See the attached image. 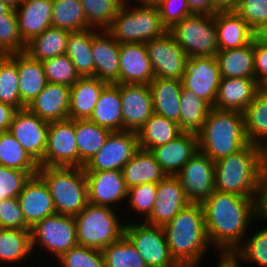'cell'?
<instances>
[{
    "label": "cell",
    "instance_id": "64",
    "mask_svg": "<svg viewBox=\"0 0 267 267\" xmlns=\"http://www.w3.org/2000/svg\"><path fill=\"white\" fill-rule=\"evenodd\" d=\"M264 165L265 170L267 171V146L264 148Z\"/></svg>",
    "mask_w": 267,
    "mask_h": 267
},
{
    "label": "cell",
    "instance_id": "31",
    "mask_svg": "<svg viewBox=\"0 0 267 267\" xmlns=\"http://www.w3.org/2000/svg\"><path fill=\"white\" fill-rule=\"evenodd\" d=\"M19 73V94L22 104L28 106L43 90L47 80L42 62L31 58L25 52L16 53Z\"/></svg>",
    "mask_w": 267,
    "mask_h": 267
},
{
    "label": "cell",
    "instance_id": "6",
    "mask_svg": "<svg viewBox=\"0 0 267 267\" xmlns=\"http://www.w3.org/2000/svg\"><path fill=\"white\" fill-rule=\"evenodd\" d=\"M132 10L122 4L106 31L119 43H146L162 37L168 30L162 25L156 5L147 0ZM128 7V8H127Z\"/></svg>",
    "mask_w": 267,
    "mask_h": 267
},
{
    "label": "cell",
    "instance_id": "1",
    "mask_svg": "<svg viewBox=\"0 0 267 267\" xmlns=\"http://www.w3.org/2000/svg\"><path fill=\"white\" fill-rule=\"evenodd\" d=\"M201 204L211 247L233 253L243 244L246 230L255 219L253 198L214 191Z\"/></svg>",
    "mask_w": 267,
    "mask_h": 267
},
{
    "label": "cell",
    "instance_id": "49",
    "mask_svg": "<svg viewBox=\"0 0 267 267\" xmlns=\"http://www.w3.org/2000/svg\"><path fill=\"white\" fill-rule=\"evenodd\" d=\"M58 260L62 267H106L101 250L80 245L70 248Z\"/></svg>",
    "mask_w": 267,
    "mask_h": 267
},
{
    "label": "cell",
    "instance_id": "44",
    "mask_svg": "<svg viewBox=\"0 0 267 267\" xmlns=\"http://www.w3.org/2000/svg\"><path fill=\"white\" fill-rule=\"evenodd\" d=\"M106 267H147L133 243L124 235L102 250Z\"/></svg>",
    "mask_w": 267,
    "mask_h": 267
},
{
    "label": "cell",
    "instance_id": "46",
    "mask_svg": "<svg viewBox=\"0 0 267 267\" xmlns=\"http://www.w3.org/2000/svg\"><path fill=\"white\" fill-rule=\"evenodd\" d=\"M26 43L19 32L15 10L0 15V55L24 52Z\"/></svg>",
    "mask_w": 267,
    "mask_h": 267
},
{
    "label": "cell",
    "instance_id": "63",
    "mask_svg": "<svg viewBox=\"0 0 267 267\" xmlns=\"http://www.w3.org/2000/svg\"><path fill=\"white\" fill-rule=\"evenodd\" d=\"M11 10L6 4L0 0V15L8 13Z\"/></svg>",
    "mask_w": 267,
    "mask_h": 267
},
{
    "label": "cell",
    "instance_id": "59",
    "mask_svg": "<svg viewBox=\"0 0 267 267\" xmlns=\"http://www.w3.org/2000/svg\"><path fill=\"white\" fill-rule=\"evenodd\" d=\"M220 262L217 267H241L238 264V257L234 253H221L220 252Z\"/></svg>",
    "mask_w": 267,
    "mask_h": 267
},
{
    "label": "cell",
    "instance_id": "2",
    "mask_svg": "<svg viewBox=\"0 0 267 267\" xmlns=\"http://www.w3.org/2000/svg\"><path fill=\"white\" fill-rule=\"evenodd\" d=\"M169 252L180 267H198L210 242L201 203H189L166 224Z\"/></svg>",
    "mask_w": 267,
    "mask_h": 267
},
{
    "label": "cell",
    "instance_id": "5",
    "mask_svg": "<svg viewBox=\"0 0 267 267\" xmlns=\"http://www.w3.org/2000/svg\"><path fill=\"white\" fill-rule=\"evenodd\" d=\"M37 174L49 188L56 213L77 215L88 204L84 167H42Z\"/></svg>",
    "mask_w": 267,
    "mask_h": 267
},
{
    "label": "cell",
    "instance_id": "40",
    "mask_svg": "<svg viewBox=\"0 0 267 267\" xmlns=\"http://www.w3.org/2000/svg\"><path fill=\"white\" fill-rule=\"evenodd\" d=\"M32 251L31 229L0 228L1 262L18 263Z\"/></svg>",
    "mask_w": 267,
    "mask_h": 267
},
{
    "label": "cell",
    "instance_id": "23",
    "mask_svg": "<svg viewBox=\"0 0 267 267\" xmlns=\"http://www.w3.org/2000/svg\"><path fill=\"white\" fill-rule=\"evenodd\" d=\"M94 30L92 42L94 77L108 84H119L120 44L106 30H102L103 32L100 30L99 33Z\"/></svg>",
    "mask_w": 267,
    "mask_h": 267
},
{
    "label": "cell",
    "instance_id": "3",
    "mask_svg": "<svg viewBox=\"0 0 267 267\" xmlns=\"http://www.w3.org/2000/svg\"><path fill=\"white\" fill-rule=\"evenodd\" d=\"M264 169V148L249 143L215 162V191L254 198L256 184Z\"/></svg>",
    "mask_w": 267,
    "mask_h": 267
},
{
    "label": "cell",
    "instance_id": "8",
    "mask_svg": "<svg viewBox=\"0 0 267 267\" xmlns=\"http://www.w3.org/2000/svg\"><path fill=\"white\" fill-rule=\"evenodd\" d=\"M168 32L189 58L216 56L219 51L214 14L193 13Z\"/></svg>",
    "mask_w": 267,
    "mask_h": 267
},
{
    "label": "cell",
    "instance_id": "11",
    "mask_svg": "<svg viewBox=\"0 0 267 267\" xmlns=\"http://www.w3.org/2000/svg\"><path fill=\"white\" fill-rule=\"evenodd\" d=\"M42 167H78V148L75 139V120L49 122L47 145Z\"/></svg>",
    "mask_w": 267,
    "mask_h": 267
},
{
    "label": "cell",
    "instance_id": "50",
    "mask_svg": "<svg viewBox=\"0 0 267 267\" xmlns=\"http://www.w3.org/2000/svg\"><path fill=\"white\" fill-rule=\"evenodd\" d=\"M38 171H22L0 165V201L18 198L26 182Z\"/></svg>",
    "mask_w": 267,
    "mask_h": 267
},
{
    "label": "cell",
    "instance_id": "21",
    "mask_svg": "<svg viewBox=\"0 0 267 267\" xmlns=\"http://www.w3.org/2000/svg\"><path fill=\"white\" fill-rule=\"evenodd\" d=\"M119 83L146 84L155 78L145 43L120 44Z\"/></svg>",
    "mask_w": 267,
    "mask_h": 267
},
{
    "label": "cell",
    "instance_id": "20",
    "mask_svg": "<svg viewBox=\"0 0 267 267\" xmlns=\"http://www.w3.org/2000/svg\"><path fill=\"white\" fill-rule=\"evenodd\" d=\"M18 202L30 227L56 213L49 188L38 174L26 182L18 195Z\"/></svg>",
    "mask_w": 267,
    "mask_h": 267
},
{
    "label": "cell",
    "instance_id": "35",
    "mask_svg": "<svg viewBox=\"0 0 267 267\" xmlns=\"http://www.w3.org/2000/svg\"><path fill=\"white\" fill-rule=\"evenodd\" d=\"M112 131L86 120H75V139L78 148V167H84L104 145Z\"/></svg>",
    "mask_w": 267,
    "mask_h": 267
},
{
    "label": "cell",
    "instance_id": "14",
    "mask_svg": "<svg viewBox=\"0 0 267 267\" xmlns=\"http://www.w3.org/2000/svg\"><path fill=\"white\" fill-rule=\"evenodd\" d=\"M219 64L215 56L192 57L181 78L182 87L214 106L220 85Z\"/></svg>",
    "mask_w": 267,
    "mask_h": 267
},
{
    "label": "cell",
    "instance_id": "26",
    "mask_svg": "<svg viewBox=\"0 0 267 267\" xmlns=\"http://www.w3.org/2000/svg\"><path fill=\"white\" fill-rule=\"evenodd\" d=\"M70 87L47 82L43 90L26 108L48 122L68 118Z\"/></svg>",
    "mask_w": 267,
    "mask_h": 267
},
{
    "label": "cell",
    "instance_id": "60",
    "mask_svg": "<svg viewBox=\"0 0 267 267\" xmlns=\"http://www.w3.org/2000/svg\"><path fill=\"white\" fill-rule=\"evenodd\" d=\"M212 5L218 11L234 10L238 0H211Z\"/></svg>",
    "mask_w": 267,
    "mask_h": 267
},
{
    "label": "cell",
    "instance_id": "39",
    "mask_svg": "<svg viewBox=\"0 0 267 267\" xmlns=\"http://www.w3.org/2000/svg\"><path fill=\"white\" fill-rule=\"evenodd\" d=\"M179 127L182 132L198 134L211 106L190 90L181 89Z\"/></svg>",
    "mask_w": 267,
    "mask_h": 267
},
{
    "label": "cell",
    "instance_id": "42",
    "mask_svg": "<svg viewBox=\"0 0 267 267\" xmlns=\"http://www.w3.org/2000/svg\"><path fill=\"white\" fill-rule=\"evenodd\" d=\"M52 27L71 32L90 28L80 0H52Z\"/></svg>",
    "mask_w": 267,
    "mask_h": 267
},
{
    "label": "cell",
    "instance_id": "27",
    "mask_svg": "<svg viewBox=\"0 0 267 267\" xmlns=\"http://www.w3.org/2000/svg\"><path fill=\"white\" fill-rule=\"evenodd\" d=\"M52 0H23L15 10L19 32L27 43L52 26Z\"/></svg>",
    "mask_w": 267,
    "mask_h": 267
},
{
    "label": "cell",
    "instance_id": "38",
    "mask_svg": "<svg viewBox=\"0 0 267 267\" xmlns=\"http://www.w3.org/2000/svg\"><path fill=\"white\" fill-rule=\"evenodd\" d=\"M93 28L70 32L66 55L75 65L80 77H94V59L92 57Z\"/></svg>",
    "mask_w": 267,
    "mask_h": 267
},
{
    "label": "cell",
    "instance_id": "57",
    "mask_svg": "<svg viewBox=\"0 0 267 267\" xmlns=\"http://www.w3.org/2000/svg\"><path fill=\"white\" fill-rule=\"evenodd\" d=\"M16 111L17 109L12 105L0 102V132L9 131Z\"/></svg>",
    "mask_w": 267,
    "mask_h": 267
},
{
    "label": "cell",
    "instance_id": "18",
    "mask_svg": "<svg viewBox=\"0 0 267 267\" xmlns=\"http://www.w3.org/2000/svg\"><path fill=\"white\" fill-rule=\"evenodd\" d=\"M189 203L179 178L166 175L157 183L156 200L150 215L144 222L152 226L164 227Z\"/></svg>",
    "mask_w": 267,
    "mask_h": 267
},
{
    "label": "cell",
    "instance_id": "34",
    "mask_svg": "<svg viewBox=\"0 0 267 267\" xmlns=\"http://www.w3.org/2000/svg\"><path fill=\"white\" fill-rule=\"evenodd\" d=\"M70 32L66 29L48 27L26 43L24 52L40 62L65 54Z\"/></svg>",
    "mask_w": 267,
    "mask_h": 267
},
{
    "label": "cell",
    "instance_id": "32",
    "mask_svg": "<svg viewBox=\"0 0 267 267\" xmlns=\"http://www.w3.org/2000/svg\"><path fill=\"white\" fill-rule=\"evenodd\" d=\"M88 120L111 131H123L119 84H107L102 89Z\"/></svg>",
    "mask_w": 267,
    "mask_h": 267
},
{
    "label": "cell",
    "instance_id": "24",
    "mask_svg": "<svg viewBox=\"0 0 267 267\" xmlns=\"http://www.w3.org/2000/svg\"><path fill=\"white\" fill-rule=\"evenodd\" d=\"M214 18L219 51L244 47L257 36L234 10L216 11Z\"/></svg>",
    "mask_w": 267,
    "mask_h": 267
},
{
    "label": "cell",
    "instance_id": "17",
    "mask_svg": "<svg viewBox=\"0 0 267 267\" xmlns=\"http://www.w3.org/2000/svg\"><path fill=\"white\" fill-rule=\"evenodd\" d=\"M123 131L138 132L154 114L150 86L119 83Z\"/></svg>",
    "mask_w": 267,
    "mask_h": 267
},
{
    "label": "cell",
    "instance_id": "56",
    "mask_svg": "<svg viewBox=\"0 0 267 267\" xmlns=\"http://www.w3.org/2000/svg\"><path fill=\"white\" fill-rule=\"evenodd\" d=\"M255 218H263L267 221V171L264 169L256 184L253 198Z\"/></svg>",
    "mask_w": 267,
    "mask_h": 267
},
{
    "label": "cell",
    "instance_id": "13",
    "mask_svg": "<svg viewBox=\"0 0 267 267\" xmlns=\"http://www.w3.org/2000/svg\"><path fill=\"white\" fill-rule=\"evenodd\" d=\"M145 46L156 78L181 80L189 57L168 31Z\"/></svg>",
    "mask_w": 267,
    "mask_h": 267
},
{
    "label": "cell",
    "instance_id": "43",
    "mask_svg": "<svg viewBox=\"0 0 267 267\" xmlns=\"http://www.w3.org/2000/svg\"><path fill=\"white\" fill-rule=\"evenodd\" d=\"M0 102L12 105L17 110L26 108L19 94L16 53L0 55Z\"/></svg>",
    "mask_w": 267,
    "mask_h": 267
},
{
    "label": "cell",
    "instance_id": "10",
    "mask_svg": "<svg viewBox=\"0 0 267 267\" xmlns=\"http://www.w3.org/2000/svg\"><path fill=\"white\" fill-rule=\"evenodd\" d=\"M32 248L39 243L59 258L78 245L74 216L55 213L31 227ZM38 242V243H37Z\"/></svg>",
    "mask_w": 267,
    "mask_h": 267
},
{
    "label": "cell",
    "instance_id": "37",
    "mask_svg": "<svg viewBox=\"0 0 267 267\" xmlns=\"http://www.w3.org/2000/svg\"><path fill=\"white\" fill-rule=\"evenodd\" d=\"M249 143L267 146V88H262L243 112Z\"/></svg>",
    "mask_w": 267,
    "mask_h": 267
},
{
    "label": "cell",
    "instance_id": "30",
    "mask_svg": "<svg viewBox=\"0 0 267 267\" xmlns=\"http://www.w3.org/2000/svg\"><path fill=\"white\" fill-rule=\"evenodd\" d=\"M126 187L158 183L166 174L150 150L139 148L122 169Z\"/></svg>",
    "mask_w": 267,
    "mask_h": 267
},
{
    "label": "cell",
    "instance_id": "22",
    "mask_svg": "<svg viewBox=\"0 0 267 267\" xmlns=\"http://www.w3.org/2000/svg\"><path fill=\"white\" fill-rule=\"evenodd\" d=\"M198 151V135L187 132H182L170 142L151 150L163 172L171 176H177Z\"/></svg>",
    "mask_w": 267,
    "mask_h": 267
},
{
    "label": "cell",
    "instance_id": "9",
    "mask_svg": "<svg viewBox=\"0 0 267 267\" xmlns=\"http://www.w3.org/2000/svg\"><path fill=\"white\" fill-rule=\"evenodd\" d=\"M125 236L136 247L147 267H180L169 252L163 227L128 222Z\"/></svg>",
    "mask_w": 267,
    "mask_h": 267
},
{
    "label": "cell",
    "instance_id": "12",
    "mask_svg": "<svg viewBox=\"0 0 267 267\" xmlns=\"http://www.w3.org/2000/svg\"><path fill=\"white\" fill-rule=\"evenodd\" d=\"M138 149L137 132L112 131L100 150L84 165V170H122Z\"/></svg>",
    "mask_w": 267,
    "mask_h": 267
},
{
    "label": "cell",
    "instance_id": "15",
    "mask_svg": "<svg viewBox=\"0 0 267 267\" xmlns=\"http://www.w3.org/2000/svg\"><path fill=\"white\" fill-rule=\"evenodd\" d=\"M215 162L198 151L177 175L190 203H202L215 191Z\"/></svg>",
    "mask_w": 267,
    "mask_h": 267
},
{
    "label": "cell",
    "instance_id": "45",
    "mask_svg": "<svg viewBox=\"0 0 267 267\" xmlns=\"http://www.w3.org/2000/svg\"><path fill=\"white\" fill-rule=\"evenodd\" d=\"M87 19L93 29L106 30L112 23L122 3L119 0H80Z\"/></svg>",
    "mask_w": 267,
    "mask_h": 267
},
{
    "label": "cell",
    "instance_id": "28",
    "mask_svg": "<svg viewBox=\"0 0 267 267\" xmlns=\"http://www.w3.org/2000/svg\"><path fill=\"white\" fill-rule=\"evenodd\" d=\"M108 83L93 76L80 77L70 87L68 118L86 120L91 116L102 89Z\"/></svg>",
    "mask_w": 267,
    "mask_h": 267
},
{
    "label": "cell",
    "instance_id": "4",
    "mask_svg": "<svg viewBox=\"0 0 267 267\" xmlns=\"http://www.w3.org/2000/svg\"><path fill=\"white\" fill-rule=\"evenodd\" d=\"M198 135L199 151L214 162L234 154L249 141L245 133L244 114L211 107Z\"/></svg>",
    "mask_w": 267,
    "mask_h": 267
},
{
    "label": "cell",
    "instance_id": "33",
    "mask_svg": "<svg viewBox=\"0 0 267 267\" xmlns=\"http://www.w3.org/2000/svg\"><path fill=\"white\" fill-rule=\"evenodd\" d=\"M221 78L255 79L253 41L241 48L218 51Z\"/></svg>",
    "mask_w": 267,
    "mask_h": 267
},
{
    "label": "cell",
    "instance_id": "61",
    "mask_svg": "<svg viewBox=\"0 0 267 267\" xmlns=\"http://www.w3.org/2000/svg\"><path fill=\"white\" fill-rule=\"evenodd\" d=\"M9 8L16 10L23 0H1Z\"/></svg>",
    "mask_w": 267,
    "mask_h": 267
},
{
    "label": "cell",
    "instance_id": "51",
    "mask_svg": "<svg viewBox=\"0 0 267 267\" xmlns=\"http://www.w3.org/2000/svg\"><path fill=\"white\" fill-rule=\"evenodd\" d=\"M234 11L256 33L267 24V0H238Z\"/></svg>",
    "mask_w": 267,
    "mask_h": 267
},
{
    "label": "cell",
    "instance_id": "53",
    "mask_svg": "<svg viewBox=\"0 0 267 267\" xmlns=\"http://www.w3.org/2000/svg\"><path fill=\"white\" fill-rule=\"evenodd\" d=\"M157 8L162 25L167 30L171 29L186 16L193 14L187 4V0H164L157 5Z\"/></svg>",
    "mask_w": 267,
    "mask_h": 267
},
{
    "label": "cell",
    "instance_id": "55",
    "mask_svg": "<svg viewBox=\"0 0 267 267\" xmlns=\"http://www.w3.org/2000/svg\"><path fill=\"white\" fill-rule=\"evenodd\" d=\"M255 80L267 88V42L257 36L253 40Z\"/></svg>",
    "mask_w": 267,
    "mask_h": 267
},
{
    "label": "cell",
    "instance_id": "66",
    "mask_svg": "<svg viewBox=\"0 0 267 267\" xmlns=\"http://www.w3.org/2000/svg\"><path fill=\"white\" fill-rule=\"evenodd\" d=\"M122 4H128L129 0H119ZM141 2L145 1V0H140Z\"/></svg>",
    "mask_w": 267,
    "mask_h": 267
},
{
    "label": "cell",
    "instance_id": "58",
    "mask_svg": "<svg viewBox=\"0 0 267 267\" xmlns=\"http://www.w3.org/2000/svg\"><path fill=\"white\" fill-rule=\"evenodd\" d=\"M187 4L193 13L214 14L218 11L211 0H187Z\"/></svg>",
    "mask_w": 267,
    "mask_h": 267
},
{
    "label": "cell",
    "instance_id": "65",
    "mask_svg": "<svg viewBox=\"0 0 267 267\" xmlns=\"http://www.w3.org/2000/svg\"><path fill=\"white\" fill-rule=\"evenodd\" d=\"M150 4H153V5H158L161 1H164V0H147Z\"/></svg>",
    "mask_w": 267,
    "mask_h": 267
},
{
    "label": "cell",
    "instance_id": "47",
    "mask_svg": "<svg viewBox=\"0 0 267 267\" xmlns=\"http://www.w3.org/2000/svg\"><path fill=\"white\" fill-rule=\"evenodd\" d=\"M47 82L73 86L80 75L66 54L58 55L42 62Z\"/></svg>",
    "mask_w": 267,
    "mask_h": 267
},
{
    "label": "cell",
    "instance_id": "48",
    "mask_svg": "<svg viewBox=\"0 0 267 267\" xmlns=\"http://www.w3.org/2000/svg\"><path fill=\"white\" fill-rule=\"evenodd\" d=\"M245 241V242H244ZM233 253L239 260L255 262L261 267H267V228L261 229L248 240H243Z\"/></svg>",
    "mask_w": 267,
    "mask_h": 267
},
{
    "label": "cell",
    "instance_id": "62",
    "mask_svg": "<svg viewBox=\"0 0 267 267\" xmlns=\"http://www.w3.org/2000/svg\"><path fill=\"white\" fill-rule=\"evenodd\" d=\"M257 37L262 41L267 42V24L260 29L257 33Z\"/></svg>",
    "mask_w": 267,
    "mask_h": 267
},
{
    "label": "cell",
    "instance_id": "36",
    "mask_svg": "<svg viewBox=\"0 0 267 267\" xmlns=\"http://www.w3.org/2000/svg\"><path fill=\"white\" fill-rule=\"evenodd\" d=\"M181 133L178 123L154 113L137 132L139 148L151 151Z\"/></svg>",
    "mask_w": 267,
    "mask_h": 267
},
{
    "label": "cell",
    "instance_id": "19",
    "mask_svg": "<svg viewBox=\"0 0 267 267\" xmlns=\"http://www.w3.org/2000/svg\"><path fill=\"white\" fill-rule=\"evenodd\" d=\"M88 184V203L108 206L127 199L122 170L85 171Z\"/></svg>",
    "mask_w": 267,
    "mask_h": 267
},
{
    "label": "cell",
    "instance_id": "41",
    "mask_svg": "<svg viewBox=\"0 0 267 267\" xmlns=\"http://www.w3.org/2000/svg\"><path fill=\"white\" fill-rule=\"evenodd\" d=\"M0 165L22 171H38V163L10 131L0 132Z\"/></svg>",
    "mask_w": 267,
    "mask_h": 267
},
{
    "label": "cell",
    "instance_id": "29",
    "mask_svg": "<svg viewBox=\"0 0 267 267\" xmlns=\"http://www.w3.org/2000/svg\"><path fill=\"white\" fill-rule=\"evenodd\" d=\"M149 86L154 113L179 123L181 80L155 77Z\"/></svg>",
    "mask_w": 267,
    "mask_h": 267
},
{
    "label": "cell",
    "instance_id": "7",
    "mask_svg": "<svg viewBox=\"0 0 267 267\" xmlns=\"http://www.w3.org/2000/svg\"><path fill=\"white\" fill-rule=\"evenodd\" d=\"M112 208L88 203L74 216L78 245L102 251L125 235L126 223L119 222Z\"/></svg>",
    "mask_w": 267,
    "mask_h": 267
},
{
    "label": "cell",
    "instance_id": "25",
    "mask_svg": "<svg viewBox=\"0 0 267 267\" xmlns=\"http://www.w3.org/2000/svg\"><path fill=\"white\" fill-rule=\"evenodd\" d=\"M263 87L249 78H221L214 108L244 112Z\"/></svg>",
    "mask_w": 267,
    "mask_h": 267
},
{
    "label": "cell",
    "instance_id": "52",
    "mask_svg": "<svg viewBox=\"0 0 267 267\" xmlns=\"http://www.w3.org/2000/svg\"><path fill=\"white\" fill-rule=\"evenodd\" d=\"M157 193V183H145L130 187L127 199L130 206L138 213H143L146 219L154 206Z\"/></svg>",
    "mask_w": 267,
    "mask_h": 267
},
{
    "label": "cell",
    "instance_id": "54",
    "mask_svg": "<svg viewBox=\"0 0 267 267\" xmlns=\"http://www.w3.org/2000/svg\"><path fill=\"white\" fill-rule=\"evenodd\" d=\"M0 228L31 229L25 221L18 198L0 201Z\"/></svg>",
    "mask_w": 267,
    "mask_h": 267
},
{
    "label": "cell",
    "instance_id": "16",
    "mask_svg": "<svg viewBox=\"0 0 267 267\" xmlns=\"http://www.w3.org/2000/svg\"><path fill=\"white\" fill-rule=\"evenodd\" d=\"M48 129V121L24 108L15 112L9 131L31 157L39 163L45 153Z\"/></svg>",
    "mask_w": 267,
    "mask_h": 267
}]
</instances>
